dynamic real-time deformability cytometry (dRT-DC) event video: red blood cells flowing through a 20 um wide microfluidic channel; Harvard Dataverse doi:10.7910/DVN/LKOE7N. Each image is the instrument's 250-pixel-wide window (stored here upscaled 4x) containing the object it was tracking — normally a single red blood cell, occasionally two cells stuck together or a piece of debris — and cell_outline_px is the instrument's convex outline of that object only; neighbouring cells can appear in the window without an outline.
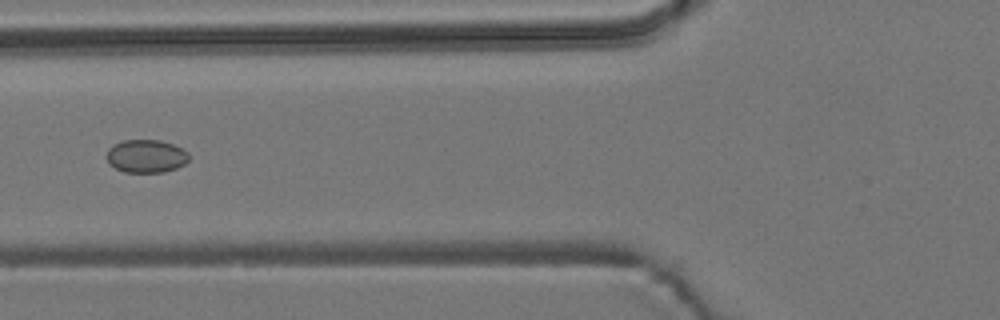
{"species": "common noctule bat (a hibernating species)", "species_latin": "Nyctalus noctula", "temperature_condition": "room temperature", "stored_images_in_passage": 7, "camera_frame_rate_fps": 3000, "um_per_image_px": 0.085, "animal": {"sex": "male", "body_mass_g": 19.2, "forearm_length_mm": 51.8}, "frame": {"image": 1, "passage_image": 7, "time_ms": 6.667, "image_size_px": [1000, 320], "cell_outline_px": [[188, 160], [184, 164], [176, 168], [164, 172], [124, 172], [108, 164], [104, 156], [108, 148], [112, 144], [124, 140], [160, 140], [172, 144], [188, 152]], "centroid_in_image_um": [12.36, 13.27], "position_along_channel_um": 113.4, "area_um2": 16.01}}